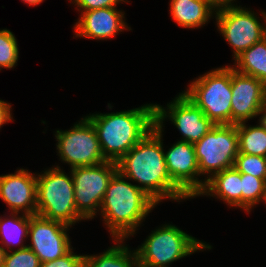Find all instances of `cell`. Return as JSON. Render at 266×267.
Segmentation results:
<instances>
[{"label":"cell","mask_w":266,"mask_h":267,"mask_svg":"<svg viewBox=\"0 0 266 267\" xmlns=\"http://www.w3.org/2000/svg\"><path fill=\"white\" fill-rule=\"evenodd\" d=\"M162 126L154 125L118 162V171L138 181L139 186L157 204L164 198H189L171 179L165 162L161 134Z\"/></svg>","instance_id":"obj_1"},{"label":"cell","mask_w":266,"mask_h":267,"mask_svg":"<svg viewBox=\"0 0 266 267\" xmlns=\"http://www.w3.org/2000/svg\"><path fill=\"white\" fill-rule=\"evenodd\" d=\"M98 136L107 161L118 162L155 125V105L128 111L87 116Z\"/></svg>","instance_id":"obj_2"},{"label":"cell","mask_w":266,"mask_h":267,"mask_svg":"<svg viewBox=\"0 0 266 267\" xmlns=\"http://www.w3.org/2000/svg\"><path fill=\"white\" fill-rule=\"evenodd\" d=\"M124 178L119 171L113 175L100 206L104 221L119 244L135 233L136 227L157 204L138 185Z\"/></svg>","instance_id":"obj_3"},{"label":"cell","mask_w":266,"mask_h":267,"mask_svg":"<svg viewBox=\"0 0 266 267\" xmlns=\"http://www.w3.org/2000/svg\"><path fill=\"white\" fill-rule=\"evenodd\" d=\"M36 178V215L69 226L84 219L76 210L72 175L68 177L57 166Z\"/></svg>","instance_id":"obj_4"},{"label":"cell","mask_w":266,"mask_h":267,"mask_svg":"<svg viewBox=\"0 0 266 267\" xmlns=\"http://www.w3.org/2000/svg\"><path fill=\"white\" fill-rule=\"evenodd\" d=\"M184 94L215 125L231 124V67L217 68L200 76Z\"/></svg>","instance_id":"obj_5"},{"label":"cell","mask_w":266,"mask_h":267,"mask_svg":"<svg viewBox=\"0 0 266 267\" xmlns=\"http://www.w3.org/2000/svg\"><path fill=\"white\" fill-rule=\"evenodd\" d=\"M205 248L211 249V246L174 225H165L153 231L135 252L138 266L167 267V264Z\"/></svg>","instance_id":"obj_6"},{"label":"cell","mask_w":266,"mask_h":267,"mask_svg":"<svg viewBox=\"0 0 266 267\" xmlns=\"http://www.w3.org/2000/svg\"><path fill=\"white\" fill-rule=\"evenodd\" d=\"M194 148L200 174L213 176L224 169L234 167L239 153L236 124L214 125L194 144Z\"/></svg>","instance_id":"obj_7"},{"label":"cell","mask_w":266,"mask_h":267,"mask_svg":"<svg viewBox=\"0 0 266 267\" xmlns=\"http://www.w3.org/2000/svg\"><path fill=\"white\" fill-rule=\"evenodd\" d=\"M117 171V162L113 161L71 169L76 210L84 219L93 218L97 208L100 209L108 184Z\"/></svg>","instance_id":"obj_8"},{"label":"cell","mask_w":266,"mask_h":267,"mask_svg":"<svg viewBox=\"0 0 266 267\" xmlns=\"http://www.w3.org/2000/svg\"><path fill=\"white\" fill-rule=\"evenodd\" d=\"M55 137L60 158L68 163L71 169L107 161L102 154L97 132L87 117L75 124L71 130H57Z\"/></svg>","instance_id":"obj_9"},{"label":"cell","mask_w":266,"mask_h":267,"mask_svg":"<svg viewBox=\"0 0 266 267\" xmlns=\"http://www.w3.org/2000/svg\"><path fill=\"white\" fill-rule=\"evenodd\" d=\"M215 12L219 31L233 47L235 58L265 37L266 26L251 11L231 4Z\"/></svg>","instance_id":"obj_10"},{"label":"cell","mask_w":266,"mask_h":267,"mask_svg":"<svg viewBox=\"0 0 266 267\" xmlns=\"http://www.w3.org/2000/svg\"><path fill=\"white\" fill-rule=\"evenodd\" d=\"M167 106L169 113L155 104V125L162 126L164 119L169 116L184 137L181 141L195 144L215 125L184 93Z\"/></svg>","instance_id":"obj_11"},{"label":"cell","mask_w":266,"mask_h":267,"mask_svg":"<svg viewBox=\"0 0 266 267\" xmlns=\"http://www.w3.org/2000/svg\"><path fill=\"white\" fill-rule=\"evenodd\" d=\"M68 227L60 221L32 215L28 228L32 244L27 247L39 257L41 263L63 257L72 249L66 231Z\"/></svg>","instance_id":"obj_12"},{"label":"cell","mask_w":266,"mask_h":267,"mask_svg":"<svg viewBox=\"0 0 266 267\" xmlns=\"http://www.w3.org/2000/svg\"><path fill=\"white\" fill-rule=\"evenodd\" d=\"M165 162L172 181L190 198L199 196L206 181L202 182L195 176H200L194 144L178 141L167 153Z\"/></svg>","instance_id":"obj_13"},{"label":"cell","mask_w":266,"mask_h":267,"mask_svg":"<svg viewBox=\"0 0 266 267\" xmlns=\"http://www.w3.org/2000/svg\"><path fill=\"white\" fill-rule=\"evenodd\" d=\"M266 85L231 67V124L246 122L262 113Z\"/></svg>","instance_id":"obj_14"},{"label":"cell","mask_w":266,"mask_h":267,"mask_svg":"<svg viewBox=\"0 0 266 267\" xmlns=\"http://www.w3.org/2000/svg\"><path fill=\"white\" fill-rule=\"evenodd\" d=\"M37 178L25 169L0 176V197L14 213L36 215Z\"/></svg>","instance_id":"obj_15"},{"label":"cell","mask_w":266,"mask_h":267,"mask_svg":"<svg viewBox=\"0 0 266 267\" xmlns=\"http://www.w3.org/2000/svg\"><path fill=\"white\" fill-rule=\"evenodd\" d=\"M123 18V12L115 7L82 11V16L74 27L76 37L96 40L111 38L127 26Z\"/></svg>","instance_id":"obj_16"},{"label":"cell","mask_w":266,"mask_h":267,"mask_svg":"<svg viewBox=\"0 0 266 267\" xmlns=\"http://www.w3.org/2000/svg\"><path fill=\"white\" fill-rule=\"evenodd\" d=\"M206 184L199 195L217 196L230 206L242 208L241 173L231 167L205 179ZM212 193V194H211Z\"/></svg>","instance_id":"obj_17"},{"label":"cell","mask_w":266,"mask_h":267,"mask_svg":"<svg viewBox=\"0 0 266 267\" xmlns=\"http://www.w3.org/2000/svg\"><path fill=\"white\" fill-rule=\"evenodd\" d=\"M170 13L178 25L195 28L204 25L217 7L209 0H171Z\"/></svg>","instance_id":"obj_18"},{"label":"cell","mask_w":266,"mask_h":267,"mask_svg":"<svg viewBox=\"0 0 266 267\" xmlns=\"http://www.w3.org/2000/svg\"><path fill=\"white\" fill-rule=\"evenodd\" d=\"M239 73L253 76L266 85V39L253 44L234 59Z\"/></svg>","instance_id":"obj_19"},{"label":"cell","mask_w":266,"mask_h":267,"mask_svg":"<svg viewBox=\"0 0 266 267\" xmlns=\"http://www.w3.org/2000/svg\"><path fill=\"white\" fill-rule=\"evenodd\" d=\"M236 126L239 152L266 157V122L260 119L258 126L247 127L245 122Z\"/></svg>","instance_id":"obj_20"},{"label":"cell","mask_w":266,"mask_h":267,"mask_svg":"<svg viewBox=\"0 0 266 267\" xmlns=\"http://www.w3.org/2000/svg\"><path fill=\"white\" fill-rule=\"evenodd\" d=\"M83 267H138V261L136 252L131 255L127 247L118 244L99 256L86 255Z\"/></svg>","instance_id":"obj_21"},{"label":"cell","mask_w":266,"mask_h":267,"mask_svg":"<svg viewBox=\"0 0 266 267\" xmlns=\"http://www.w3.org/2000/svg\"><path fill=\"white\" fill-rule=\"evenodd\" d=\"M18 213H12L11 219H2L0 217V237L1 242L7 247L10 251V245H19L23 242V238L27 237L28 228L30 224V215L23 214L21 217H15ZM18 242V243H17ZM17 243V244H16Z\"/></svg>","instance_id":"obj_22"},{"label":"cell","mask_w":266,"mask_h":267,"mask_svg":"<svg viewBox=\"0 0 266 267\" xmlns=\"http://www.w3.org/2000/svg\"><path fill=\"white\" fill-rule=\"evenodd\" d=\"M242 208L250 212L251 207L260 202L266 203V180L251 174L241 173Z\"/></svg>","instance_id":"obj_23"},{"label":"cell","mask_w":266,"mask_h":267,"mask_svg":"<svg viewBox=\"0 0 266 267\" xmlns=\"http://www.w3.org/2000/svg\"><path fill=\"white\" fill-rule=\"evenodd\" d=\"M234 167L244 174H251L255 177L266 180V157L238 153Z\"/></svg>","instance_id":"obj_24"},{"label":"cell","mask_w":266,"mask_h":267,"mask_svg":"<svg viewBox=\"0 0 266 267\" xmlns=\"http://www.w3.org/2000/svg\"><path fill=\"white\" fill-rule=\"evenodd\" d=\"M17 41L7 29L0 30V70L2 67L13 68L19 58Z\"/></svg>","instance_id":"obj_25"},{"label":"cell","mask_w":266,"mask_h":267,"mask_svg":"<svg viewBox=\"0 0 266 267\" xmlns=\"http://www.w3.org/2000/svg\"><path fill=\"white\" fill-rule=\"evenodd\" d=\"M39 257L27 245L21 244L14 252L6 251L3 267H40Z\"/></svg>","instance_id":"obj_26"},{"label":"cell","mask_w":266,"mask_h":267,"mask_svg":"<svg viewBox=\"0 0 266 267\" xmlns=\"http://www.w3.org/2000/svg\"><path fill=\"white\" fill-rule=\"evenodd\" d=\"M85 255H76L72 249L63 257L40 264V267H83Z\"/></svg>","instance_id":"obj_27"},{"label":"cell","mask_w":266,"mask_h":267,"mask_svg":"<svg viewBox=\"0 0 266 267\" xmlns=\"http://www.w3.org/2000/svg\"><path fill=\"white\" fill-rule=\"evenodd\" d=\"M120 1L124 0H74L77 7L82 8L83 11H91L96 9L116 7Z\"/></svg>","instance_id":"obj_28"},{"label":"cell","mask_w":266,"mask_h":267,"mask_svg":"<svg viewBox=\"0 0 266 267\" xmlns=\"http://www.w3.org/2000/svg\"><path fill=\"white\" fill-rule=\"evenodd\" d=\"M10 108H11V105L0 100V127L8 122V121H11L12 118H11V113H10Z\"/></svg>","instance_id":"obj_29"},{"label":"cell","mask_w":266,"mask_h":267,"mask_svg":"<svg viewBox=\"0 0 266 267\" xmlns=\"http://www.w3.org/2000/svg\"><path fill=\"white\" fill-rule=\"evenodd\" d=\"M209 1H211L216 7H219L223 5H231V1L233 0H209Z\"/></svg>","instance_id":"obj_30"},{"label":"cell","mask_w":266,"mask_h":267,"mask_svg":"<svg viewBox=\"0 0 266 267\" xmlns=\"http://www.w3.org/2000/svg\"><path fill=\"white\" fill-rule=\"evenodd\" d=\"M262 116L260 117V119L264 122H266V88L264 91V99H263V108H262Z\"/></svg>","instance_id":"obj_31"},{"label":"cell","mask_w":266,"mask_h":267,"mask_svg":"<svg viewBox=\"0 0 266 267\" xmlns=\"http://www.w3.org/2000/svg\"><path fill=\"white\" fill-rule=\"evenodd\" d=\"M6 251H7L6 249L0 246V267H3L4 265V258H5Z\"/></svg>","instance_id":"obj_32"},{"label":"cell","mask_w":266,"mask_h":267,"mask_svg":"<svg viewBox=\"0 0 266 267\" xmlns=\"http://www.w3.org/2000/svg\"><path fill=\"white\" fill-rule=\"evenodd\" d=\"M25 3H28L29 5H37L40 4L43 0H22Z\"/></svg>","instance_id":"obj_33"},{"label":"cell","mask_w":266,"mask_h":267,"mask_svg":"<svg viewBox=\"0 0 266 267\" xmlns=\"http://www.w3.org/2000/svg\"><path fill=\"white\" fill-rule=\"evenodd\" d=\"M262 14H263V16H264V18H265V22H266V13L265 12H262ZM266 25V24H265ZM265 39H266V30H265V37H264Z\"/></svg>","instance_id":"obj_34"}]
</instances>
